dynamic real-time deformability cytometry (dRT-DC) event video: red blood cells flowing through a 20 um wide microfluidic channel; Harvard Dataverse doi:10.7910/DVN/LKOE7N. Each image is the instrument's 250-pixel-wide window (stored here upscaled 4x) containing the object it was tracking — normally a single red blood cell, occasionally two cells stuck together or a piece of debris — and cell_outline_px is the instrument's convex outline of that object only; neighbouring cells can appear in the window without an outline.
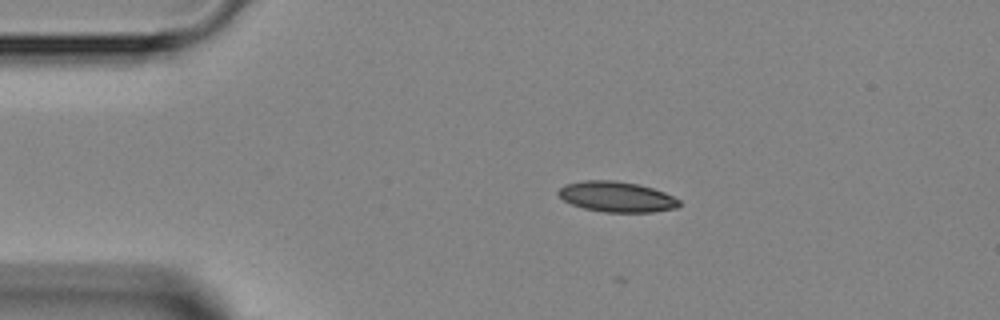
{"species": "Egyptian fruit bat (a non-hibernating species)", "species_latin": "Rousettus aegyptiacus", "temperature_condition": "room temperature", "stored_images_in_passage": 2, "camera_frame_rate_fps": 3000, "um_per_image_px": 0.085, "animal": {"sex": "female"}, "frame": {"image": 1, "passage_image": 1, "time_ms": 0.0, "image_size_px": [1000, 320], "cell_outline_px": [[680, 204], [676, 208], [652, 212], [604, 212], [584, 208], [572, 204], [564, 200], [556, 192], [564, 184], [584, 180], [616, 180], [636, 184], [652, 188], [664, 192], [680, 200]], "centroid_in_image_um": [52.4, 16.72], "position_along_channel_um": 32.6, "area_um2": 21.39}}